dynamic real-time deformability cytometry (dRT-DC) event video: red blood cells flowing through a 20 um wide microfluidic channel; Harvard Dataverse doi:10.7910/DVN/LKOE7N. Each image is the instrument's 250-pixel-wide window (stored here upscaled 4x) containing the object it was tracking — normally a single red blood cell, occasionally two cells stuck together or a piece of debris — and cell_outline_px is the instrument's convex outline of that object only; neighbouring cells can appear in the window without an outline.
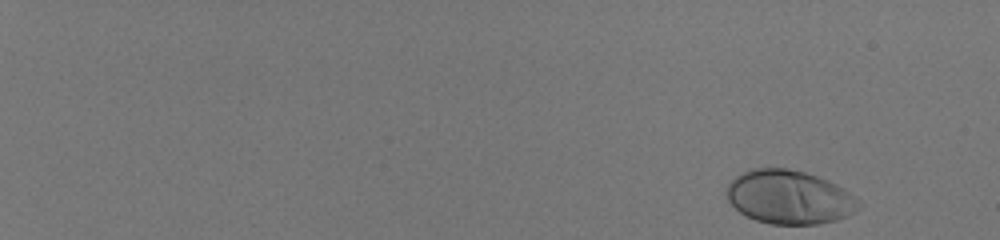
{"species": "human", "species_latin": "Homo sapiens", "temperature_condition": "room temperature", "stored_images_in_passage": 53, "camera_frame_rate_fps": 3000, "um_per_image_px": 0.085, "donor": {"sex": "male"}, "frame": {"image": 1, "passage_image": 1, "time_ms": 0.0, "image_size_px": [1000, 240], "cell_outline_px": [[860, 208], [836, 220], [816, 224], [772, 224], [756, 220], [740, 212], [728, 200], [728, 184], [736, 176], [752, 168], [788, 168], [804, 172], [828, 180], [844, 188], [856, 196], [860, 200]], "centroid_in_image_um": [67.12, 16.75], "position_along_channel_um": 17.9, "area_um2": 41.1}}
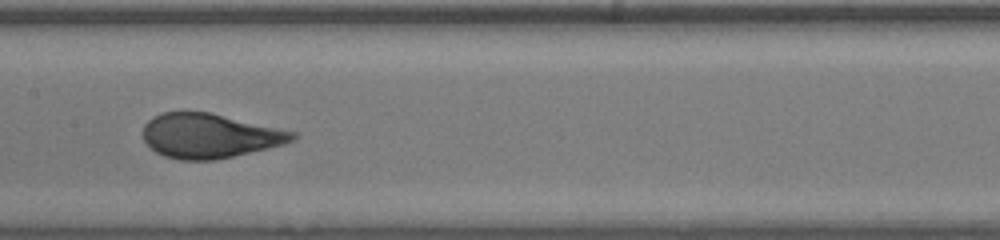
{"frame": {"image": 2, "passage_image": 31, "time_ms": 10.0, "image_size_px": [1000, 240], "cell_outline_px": [[296, 140], [284, 144], [216, 160], [180, 160], [164, 156], [156, 152], [144, 140], [144, 124], [152, 116], [160, 112], [212, 112], [296, 132]], "centroid_in_image_um": [17.82, 11.53], "position_along_channel_um": 189.6, "area_um2": 38.78}}
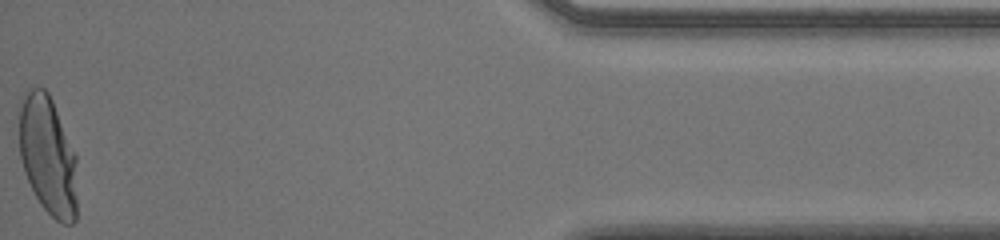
{"frame": {"image": 3, "passage_image": 53, "time_ms": 17.333, "image_size_px": [1000, 240], "cell_outline_px": [[76, 220], [72, 224], [60, 224], [40, 204], [24, 172], [20, 156], [16, 108], [24, 92], [32, 88], [44, 88], [48, 92], [52, 100], [76, 152]], "centroid_in_image_um": [4.03, 13.17], "position_along_channel_um": 431.2, "area_um2": 41.21}, "authors_computed_cell_mechanics": {"area_um2": 38.8994, "velocity_mm_per_s": 4.0474, "shape_relaxation_time_tau1_ms": 4.5684, "shape_relaxation_time_tau2_ms": null, "deformation_change_tau1": 0.2222, "deformation_change_tau2": null}}